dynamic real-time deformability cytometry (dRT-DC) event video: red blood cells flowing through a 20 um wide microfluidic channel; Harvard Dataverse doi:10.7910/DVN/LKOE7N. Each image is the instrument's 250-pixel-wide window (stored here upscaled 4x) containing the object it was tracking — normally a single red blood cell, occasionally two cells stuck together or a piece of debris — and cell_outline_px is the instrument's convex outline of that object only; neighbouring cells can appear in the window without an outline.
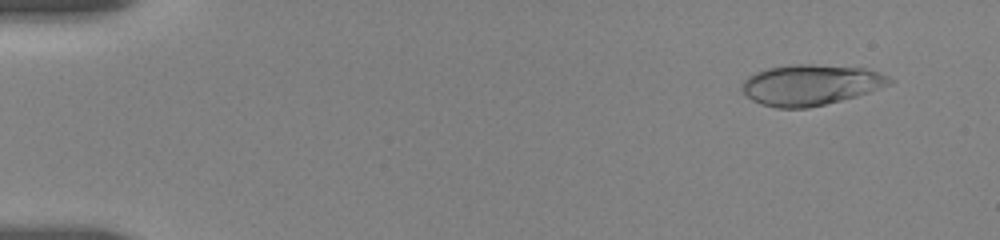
{"species": "human", "species_latin": "Homo sapiens", "temperature_condition": "room temperature", "stored_images_in_passage": 15, "camera_frame_rate_fps": 3000, "um_per_image_px": 0.085, "donor": {"sex": "female"}, "frame": {"image": 1, "passage_image": 3, "time_ms": 1.0, "image_size_px": [1000, 240], "cell_outline_px": [[896, 80], [892, 84], [856, 96], [808, 108], [776, 108], [760, 104], [752, 100], [744, 92], [744, 80], [748, 76], [756, 72], [768, 68], [796, 64], [812, 64], [864, 68], [880, 72]], "centroid_in_image_um": [68.94, 7.21], "position_along_channel_um": 16.1, "area_um2": 34.8}}
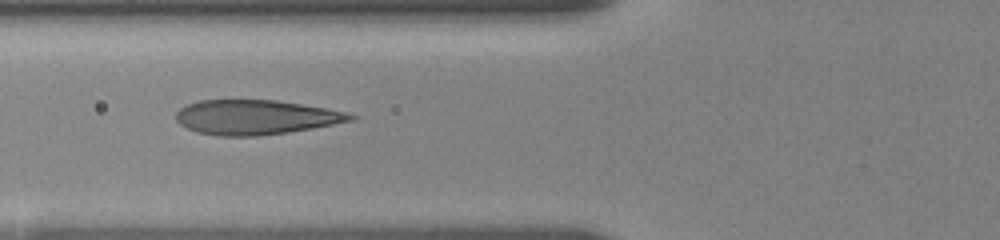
{"frame": {"image": 2, "passage_image": 12, "time_ms": 6.667, "image_size_px": [1000, 240], "cell_outline_px": [[356, 120], [312, 128], [288, 132], [256, 136], [220, 136], [196, 132], [180, 124], [176, 120], [176, 112], [180, 108], [188, 104], [200, 100], [276, 100], [328, 108], [344, 112], [356, 116]], "centroid_in_image_um": [21.73, 9.96], "position_along_channel_um": 104.1, "area_um2": 35.14}}
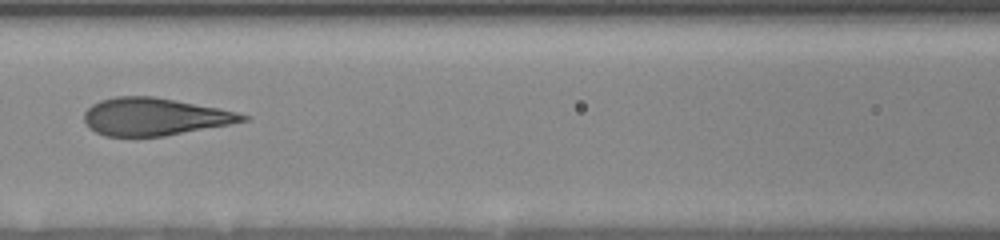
{"frame": {"image": 3, "passage_image": 14, "time_ms": 8.0, "image_size_px": [1000, 240], "cell_outline_px": [[252, 116], [248, 120], [228, 124], [164, 136], [104, 136], [96, 132], [84, 120], [84, 112], [92, 104], [100, 100], [116, 96], [152, 96], [216, 108], [236, 112]], "centroid_in_image_um": [13.1, 9.92], "position_along_channel_um": 153.5, "area_um2": 34.1}}